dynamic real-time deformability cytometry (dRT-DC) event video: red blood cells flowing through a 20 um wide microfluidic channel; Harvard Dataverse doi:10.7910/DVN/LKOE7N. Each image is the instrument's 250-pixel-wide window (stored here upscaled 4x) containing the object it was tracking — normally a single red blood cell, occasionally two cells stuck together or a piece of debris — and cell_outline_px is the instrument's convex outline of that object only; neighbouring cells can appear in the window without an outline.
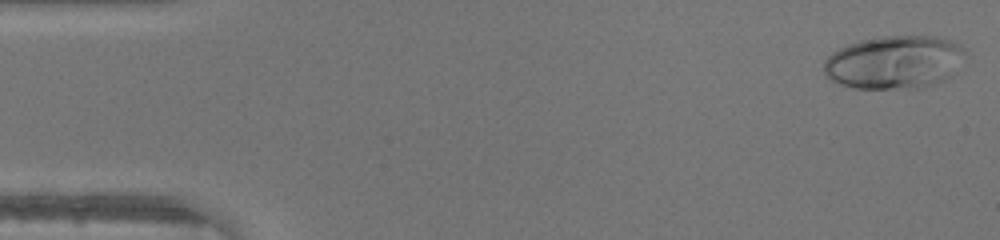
{"species": "human", "species_latin": "Homo sapiens", "temperature_condition": "warm", "stored_images_in_passage": 45, "camera_frame_rate_fps": 3000, "um_per_image_px": 0.085, "donor": {"sex": "male"}, "frame": {"image": 1, "passage_image": 1, "time_ms": 0.0, "image_size_px": [1000, 240], "cell_outline_px": [[964, 52], [952, 76], [944, 80], [920, 88], [856, 88], [840, 84], [824, 76], [824, 60], [832, 52], [848, 44], [860, 40], [884, 36], [932, 36], [948, 40], [964, 48]], "centroid_in_image_um": [75.96, 5.29], "position_along_channel_um": 9.0, "area_um2": 43.52}}
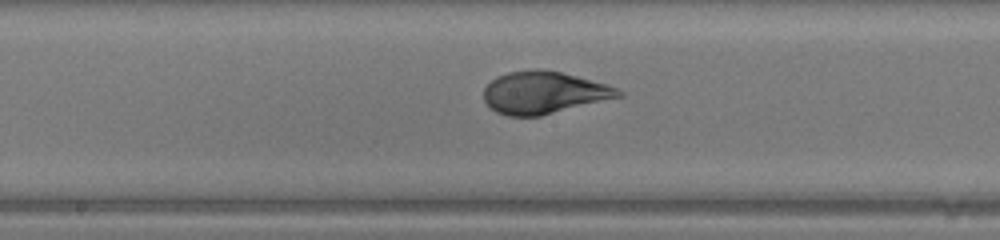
{"frame": {"image": 2, "passage_image": 23, "time_ms": 7.333, "image_size_px": [1000, 240], "cell_outline_px": [[624, 96], [540, 116], [508, 116], [496, 112], [484, 100], [484, 88], [496, 76], [508, 72], [560, 72], [608, 84], [624, 92]], "centroid_in_image_um": [46.26, 7.91], "position_along_channel_um": 201.9, "area_um2": 32.43}}
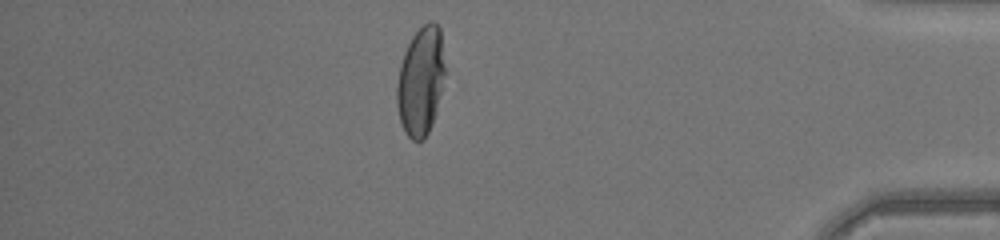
{"frame": {"image": 3, "passage_image": 39, "time_ms": 12.667, "image_size_px": [1000, 240], "cell_outline_px": [[444, 72], [440, 92], [432, 124], [424, 140], [412, 140], [408, 136], [400, 120], [396, 104], [396, 84], [400, 64], [404, 52], [412, 36], [428, 20], [432, 20], [440, 28], [444, 68]], "centroid_in_image_um": [35.73, 6.88], "position_along_channel_um": 399.5, "area_um2": 30.06}}